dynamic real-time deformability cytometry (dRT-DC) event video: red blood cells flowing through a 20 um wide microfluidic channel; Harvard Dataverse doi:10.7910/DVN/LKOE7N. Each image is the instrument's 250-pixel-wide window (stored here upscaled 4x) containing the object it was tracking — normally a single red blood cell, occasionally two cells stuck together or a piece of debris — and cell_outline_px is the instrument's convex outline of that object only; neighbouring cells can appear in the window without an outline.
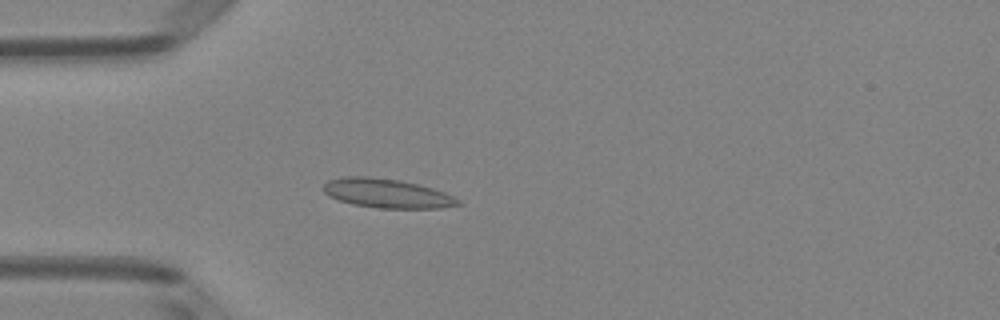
{"species": "Egyptian fruit bat (a non-hibernating species)", "species_latin": "Rousettus aegyptiacus", "temperature_condition": "room temperature", "stored_images_in_passage": 37, "camera_frame_rate_fps": 3000, "um_per_image_px": 0.085, "animal": {"sex": "female"}, "frame": {"image": 1, "passage_image": 1, "time_ms": 0.0, "image_size_px": [1000, 320], "cell_outline_px": [[464, 204], [440, 208], [380, 208], [352, 204], [328, 196], [324, 192], [324, 184], [328, 180], [344, 176], [368, 176], [400, 180], [432, 188], [444, 192], [460, 200]], "centroid_in_image_um": [32.89, 16.43], "position_along_channel_um": 52.1, "area_um2": 22.83}}
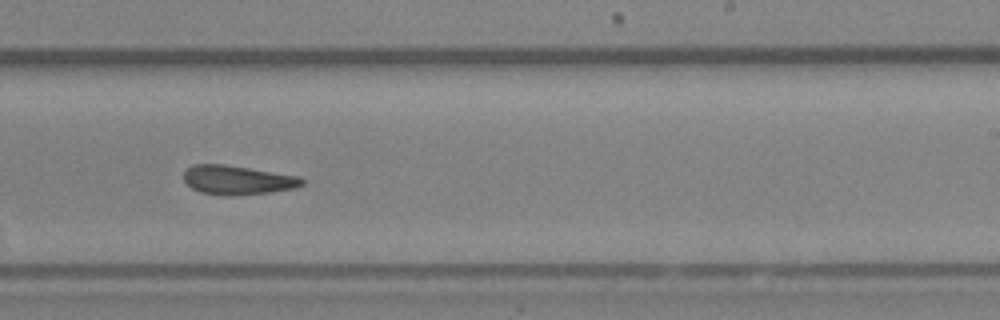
{"frame": {"image": 2, "passage_image": 18, "time_ms": 5.667, "image_size_px": [1000, 320], "cell_outline_px": [[304, 184], [296, 188], [268, 192], [232, 196], [200, 192], [192, 188], [184, 180], [184, 172], [192, 164], [224, 164], [300, 176], [304, 180]], "centroid_in_image_um": [20.2, 15.29], "position_along_channel_um": 268.8, "area_um2": 20.0}}
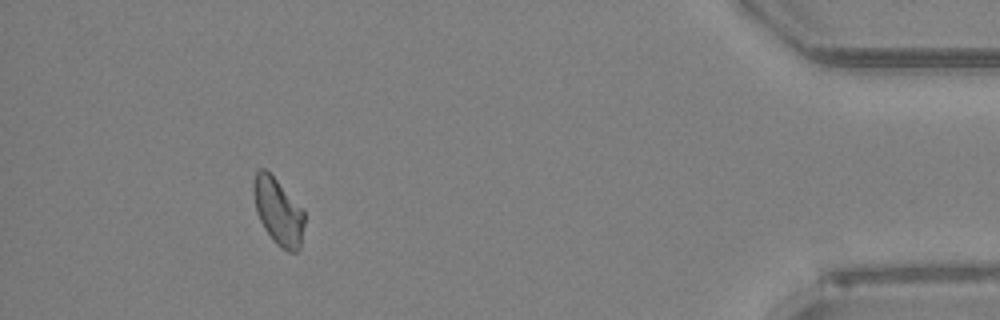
{"frame": {"image": 3, "passage_image": 33, "time_ms": 10.667, "image_size_px": [1000, 320], "cell_outline_px": [[304, 224], [300, 248], [296, 252], [288, 252], [276, 244], [264, 228], [256, 212], [252, 192], [252, 180], [256, 172], [260, 168], [264, 168], [304, 208]], "centroid_in_image_um": [23.64, 17.97], "position_along_channel_um": 411.6, "area_um2": 19.94}, "authors_computed_cell_mechanics": {"area_um2": 19.9988, "velocity_mm_per_s": 4.0015, "shape_relaxation_time_tau1_ms": null, "shape_relaxation_time_tau2_ms": 6.8529, "deformation_change_tau1": null, "deformation_change_tau2": 0.1194}}